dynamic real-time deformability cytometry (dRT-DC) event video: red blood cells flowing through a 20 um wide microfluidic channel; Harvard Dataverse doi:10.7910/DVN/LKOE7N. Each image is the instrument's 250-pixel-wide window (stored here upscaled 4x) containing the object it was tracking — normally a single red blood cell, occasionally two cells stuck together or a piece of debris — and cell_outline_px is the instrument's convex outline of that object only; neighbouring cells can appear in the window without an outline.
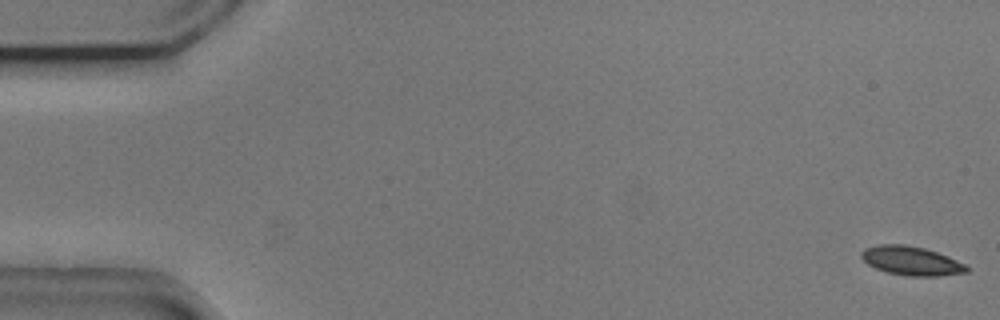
{"species": "common noctule bat (a hibernating species)", "species_latin": "Nyctalus noctula", "temperature_condition": "cold", "stored_images_in_passage": 16, "camera_frame_rate_fps": 3000, "um_per_image_px": 0.085, "animal": {"sex": "male", "body_mass_g": 20.5, "forearm_length_mm": 52.5}, "frame": {"image": 1, "passage_image": 1, "time_ms": 0.0, "image_size_px": [1000, 320], "cell_outline_px": [[968, 272], [936, 276], [908, 276], [884, 272], [868, 264], [860, 256], [860, 252], [864, 248], [880, 244], [904, 244], [924, 248], [948, 256], [964, 264], [968, 268]], "centroid_in_image_um": [77.42, 22.17], "position_along_channel_um": 7.6, "area_um2": 17.74}}